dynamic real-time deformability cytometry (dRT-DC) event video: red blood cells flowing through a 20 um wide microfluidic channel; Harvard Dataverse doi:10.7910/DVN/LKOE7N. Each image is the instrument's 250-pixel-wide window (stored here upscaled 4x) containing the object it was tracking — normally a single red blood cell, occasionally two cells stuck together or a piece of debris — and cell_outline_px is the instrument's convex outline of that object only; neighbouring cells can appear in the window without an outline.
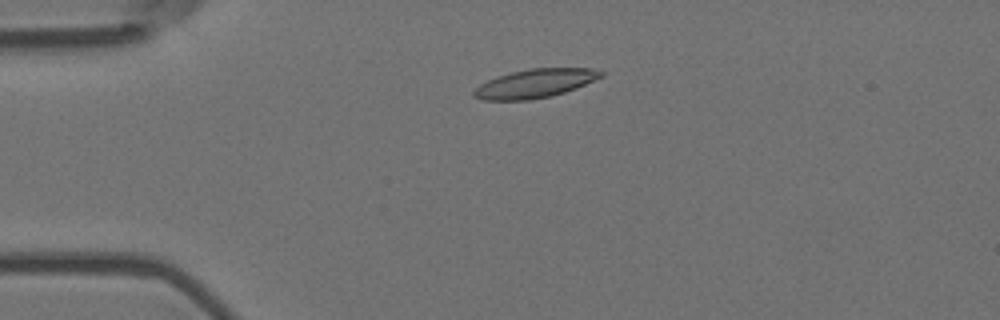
{"species": "Egyptian fruit bat (a non-hibernating species)", "species_latin": "Rousettus aegyptiacus", "temperature_condition": "room temperature", "stored_images_in_passage": 53, "camera_frame_rate_fps": 3000, "um_per_image_px": 0.085, "animal": {"sex": "female"}, "frame": {"image": 1, "passage_image": 11, "time_ms": 3.333, "image_size_px": [1000, 320], "cell_outline_px": [[604, 76], [576, 88], [552, 96], [528, 100], [480, 100], [472, 96], [472, 92], [480, 84], [488, 80], [512, 72], [532, 68], [592, 68], [604, 72]], "centroid_in_image_um": [45.48, 7.1], "position_along_channel_um": 39.5, "area_um2": 21.21}}
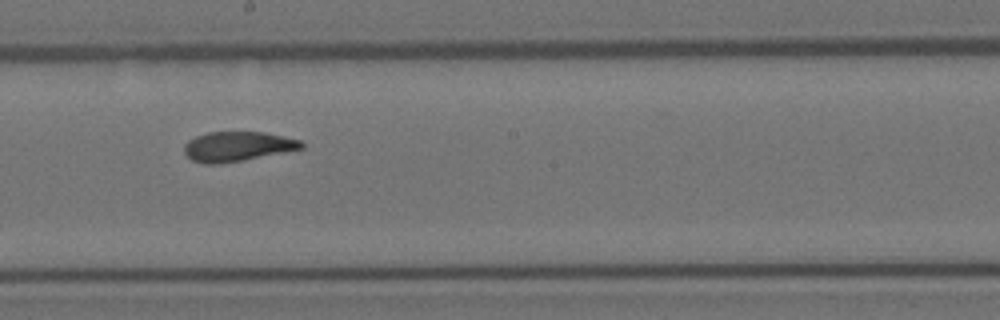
{"frame": {"image": 2, "passage_image": 29, "time_ms": 9.333, "image_size_px": [1000, 320], "cell_outline_px": [[304, 148], [284, 152], [220, 164], [204, 164], [192, 160], [184, 152], [184, 144], [188, 140], [196, 136], [208, 132], [264, 132], [284, 136], [300, 140], [304, 144]], "centroid_in_image_um": [20.16, 12.44], "position_along_channel_um": 228.0, "area_um2": 20.23}}
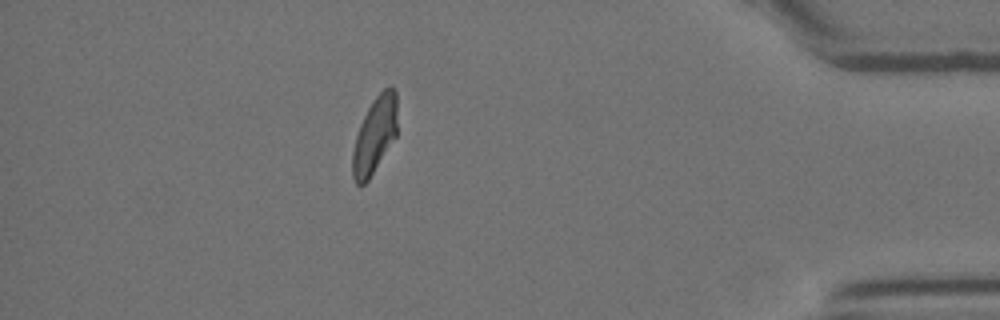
{"frame": {"image": 3, "passage_image": 47, "time_ms": 15.333, "image_size_px": [1000, 320], "cell_outline_px": [[396, 136], [368, 180], [364, 184], [356, 184], [352, 176], [352, 152], [356, 136], [360, 124], [372, 100], [384, 88], [396, 88]], "centroid_in_image_um": [31.83, 11.49], "position_along_channel_um": 403.4, "area_um2": 19.65}, "authors_computed_cell_mechanics": {"area_um2": 20.9236, "velocity_mm_per_s": 3.6532, "shape_relaxation_time_tau1_ms": 8.8945, "shape_relaxation_time_tau2_ms": 0.99, "deformation_change_tau1": 0.236, "deformation_change_tau2": 0.0788}}